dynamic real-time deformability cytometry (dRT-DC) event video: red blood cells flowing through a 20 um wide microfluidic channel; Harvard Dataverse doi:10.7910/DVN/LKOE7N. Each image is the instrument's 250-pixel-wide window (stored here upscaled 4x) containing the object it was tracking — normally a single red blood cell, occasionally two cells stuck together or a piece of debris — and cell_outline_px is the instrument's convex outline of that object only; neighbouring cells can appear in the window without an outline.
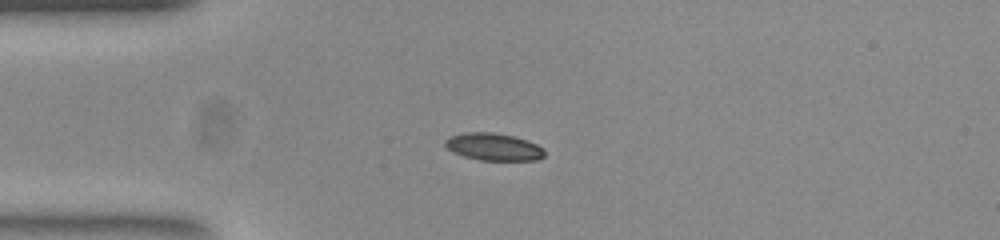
{"species": "common noctule bat (a hibernating species)", "species_latin": "Nyctalus noctula", "temperature_condition": "room temperature", "stored_images_in_passage": 41, "camera_frame_rate_fps": 3000, "um_per_image_px": 0.085, "animal": {"sex": "female", "body_mass_g": 23.0, "forearm_length_mm": 53.4}, "frame": {"image": 1, "passage_image": 1, "time_ms": 0.0, "image_size_px": [1000, 240], "cell_outline_px": [[544, 156], [536, 160], [480, 160], [464, 156], [452, 152], [444, 144], [444, 140], [448, 136], [464, 132], [492, 132], [512, 136], [528, 140], [544, 148]], "centroid_in_image_um": [41.93, 12.47], "position_along_channel_um": 43.1, "area_um2": 15.9}}
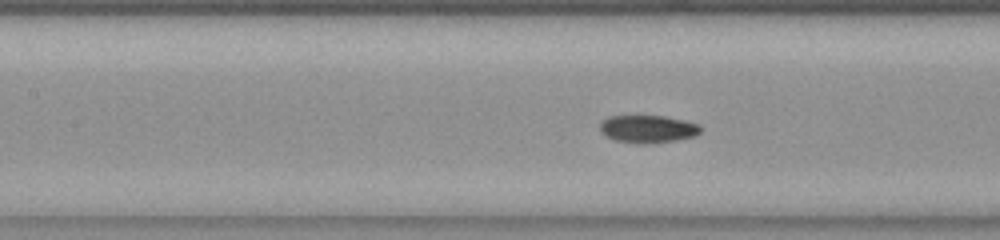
{"frame": {"image": 2, "passage_image": 11, "time_ms": 3.333, "image_size_px": [1000, 240], "cell_outline_px": [[700, 132], [696, 136], [656, 144], [636, 144], [616, 140], [604, 136], [600, 132], [600, 120], [608, 116], [640, 112], [664, 116], [684, 120], [700, 124]], "centroid_in_image_um": [55.0, 10.92], "position_along_channel_um": 152.4, "area_um2": 17.4}}
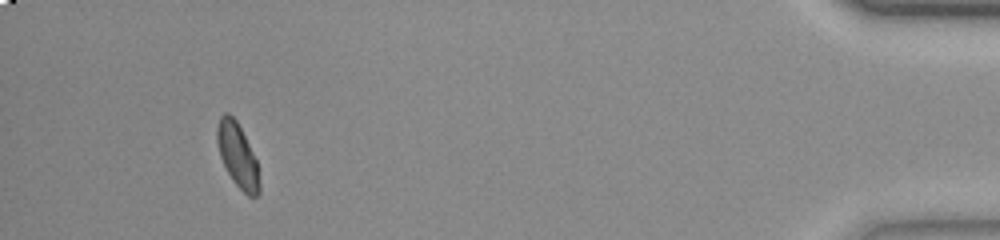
{"frame": {"image": 3, "passage_image": 37, "time_ms": 12.0, "image_size_px": [1000, 240], "cell_outline_px": [[260, 192], [256, 196], [248, 196], [232, 180], [220, 156], [216, 140], [216, 128], [220, 116], [224, 112], [228, 112], [236, 120], [256, 160], [260, 184]], "centroid_in_image_um": [20.17, 13.19], "position_along_channel_um": 415.0, "area_um2": 15.55}, "authors_computed_cell_mechanics": {"area_um2": 16.0684, "velocity_mm_per_s": 3.8654, "shape_relaxation_time_tau1_ms": 3.0354, "shape_relaxation_time_tau2_ms": 1.4548, "deformation_change_tau1": 0.1247, "deformation_change_tau2": 0.0506}}